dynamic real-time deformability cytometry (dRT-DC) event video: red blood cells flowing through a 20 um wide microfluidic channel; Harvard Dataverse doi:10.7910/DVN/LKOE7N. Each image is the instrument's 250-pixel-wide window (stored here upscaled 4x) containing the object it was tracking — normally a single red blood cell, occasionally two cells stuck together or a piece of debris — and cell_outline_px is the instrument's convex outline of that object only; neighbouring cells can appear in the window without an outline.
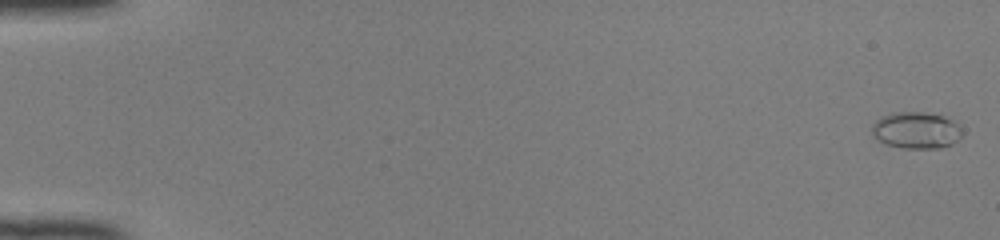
{"species": "common noctule bat (a hibernating species)", "species_latin": "Nyctalus noctula", "temperature_condition": "room temperature", "stored_images_in_passage": 51, "camera_frame_rate_fps": 3000, "um_per_image_px": 0.085, "animal": {"sex": "female", "body_mass_g": 22.0, "forearm_length_mm": 56.7}, "frame": {"image": 1, "passage_image": 2, "time_ms": 0.333, "image_size_px": [1000, 240], "cell_outline_px": [[964, 132], [952, 144], [944, 148], [904, 148], [884, 144], [872, 136], [872, 124], [880, 116], [892, 112], [924, 112], [940, 116], [952, 120]], "centroid_in_image_um": [77.83, 11.08], "position_along_channel_um": 7.2, "area_um2": 19.36}}
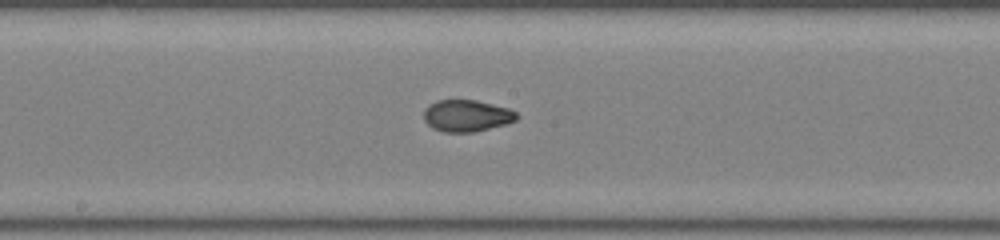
{"frame": {"image": 2, "passage_image": 29, "time_ms": 9.333, "image_size_px": [1000, 240], "cell_outline_px": [[516, 120], [504, 124], [472, 132], [444, 132], [432, 128], [424, 120], [424, 108], [428, 104], [436, 100], [476, 100], [508, 108], [516, 112]], "centroid_in_image_um": [39.61, 9.82], "position_along_channel_um": 208.6, "area_um2": 17.05}}
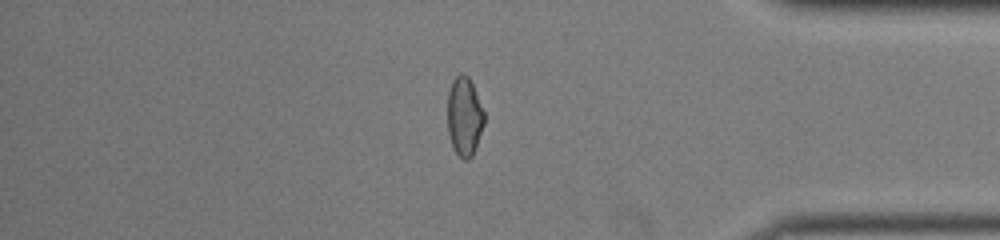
{"frame": {"image": 3, "passage_image": 44, "time_ms": 14.333, "image_size_px": [1000, 240], "cell_outline_px": [[484, 124], [476, 148], [472, 156], [468, 160], [464, 160], [456, 152], [452, 144], [448, 132], [448, 92], [452, 80], [460, 72], [464, 72], [468, 76], [472, 84], [484, 112]], "centroid_in_image_um": [39.47, 9.88], "position_along_channel_um": 395.7, "area_um2": 16.82}, "authors_computed_cell_mechanics": {"area_um2": 17.5134, "velocity_mm_per_s": 4.1456, "shape_relaxation_time_tau1_ms": 5.662, "shape_relaxation_time_tau2_ms": 0.7875, "deformation_change_tau1": 0.1854, "deformation_change_tau2": 0.0467}}